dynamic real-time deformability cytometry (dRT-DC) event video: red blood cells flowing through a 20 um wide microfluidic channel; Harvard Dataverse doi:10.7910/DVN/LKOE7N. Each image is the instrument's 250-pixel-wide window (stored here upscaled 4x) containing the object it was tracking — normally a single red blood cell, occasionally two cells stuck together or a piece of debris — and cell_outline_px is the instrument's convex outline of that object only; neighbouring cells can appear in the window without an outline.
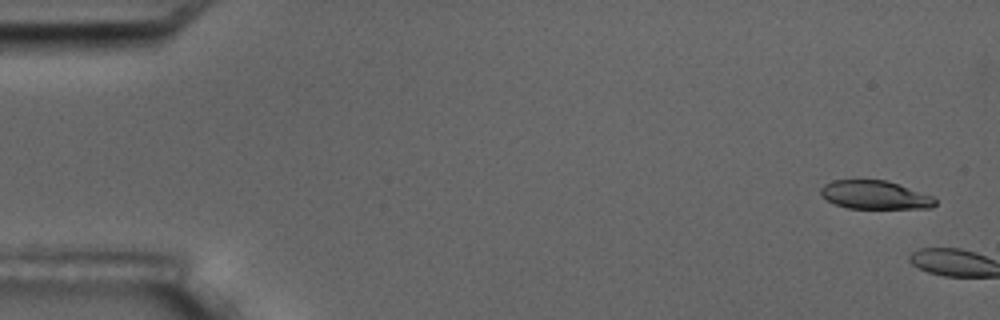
{"species": "common noctule bat (a hibernating species)", "species_latin": "Nyctalus noctula", "temperature_condition": "room temperature", "stored_images_in_passage": 2, "camera_frame_rate_fps": 3000, "um_per_image_px": 0.085, "animal": {"sex": "male", "body_mass_g": 17.5, "forearm_length_mm": 52.3}, "frame": {"image": 1, "passage_image": 1, "time_ms": 0.0, "image_size_px": [1000, 320], "cell_outline_px": [[936, 204], [932, 208], [848, 208], [836, 204], [828, 200], [820, 192], [820, 188], [824, 184], [832, 180], [888, 180], [932, 196], [936, 200]], "centroid_in_image_um": [74.38, 16.56], "position_along_channel_um": 10.6, "area_um2": 18.84}}